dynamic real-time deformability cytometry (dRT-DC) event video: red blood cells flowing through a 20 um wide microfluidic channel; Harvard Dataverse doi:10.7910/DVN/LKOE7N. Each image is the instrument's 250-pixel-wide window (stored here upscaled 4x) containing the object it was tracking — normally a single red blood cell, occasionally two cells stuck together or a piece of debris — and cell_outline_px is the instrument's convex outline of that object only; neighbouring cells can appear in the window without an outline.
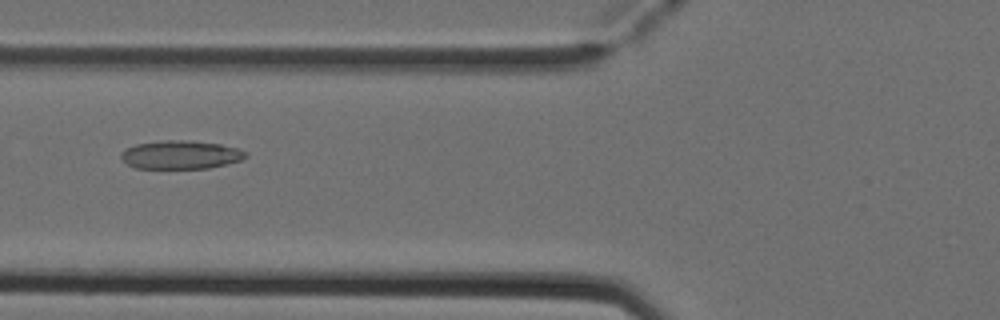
{"species": "Egyptian fruit bat (a non-hibernating species)", "species_latin": "Rousettus aegyptiacus", "temperature_condition": "cold", "stored_images_in_passage": 2, "camera_frame_rate_fps": 3000, "um_per_image_px": 0.085, "animal": {"sex": "female"}, "frame": {"image": 1, "passage_image": 2, "time_ms": 0.333, "image_size_px": [1000, 320], "cell_outline_px": [[248, 156], [240, 160], [228, 164], [208, 168], [136, 168], [128, 164], [120, 156], [120, 152], [136, 144], [164, 140], [188, 140], [220, 144], [236, 148], [248, 152]], "centroid_in_image_um": [15.38, 13.15], "position_along_channel_um": 110.4, "area_um2": 20.58}}